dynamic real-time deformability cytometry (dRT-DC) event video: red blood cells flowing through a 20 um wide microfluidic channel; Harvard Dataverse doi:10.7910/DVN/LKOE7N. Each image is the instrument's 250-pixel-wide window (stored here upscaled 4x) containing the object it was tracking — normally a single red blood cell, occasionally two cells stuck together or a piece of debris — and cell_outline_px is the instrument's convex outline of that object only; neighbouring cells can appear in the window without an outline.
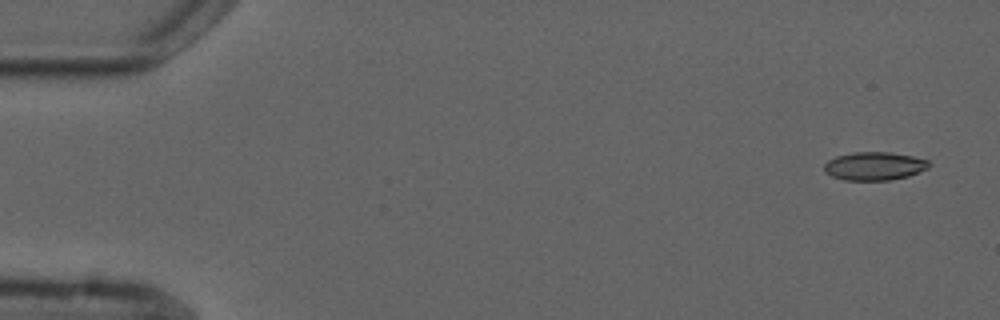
{"species": "common noctule bat (a hibernating species)", "species_latin": "Nyctalus noctula", "temperature_condition": "cold", "stored_images_in_passage": 6, "camera_frame_rate_fps": 3000, "um_per_image_px": 0.085, "animal": {"sex": "male", "forearm_length_mm": 52.5}, "frame": {"image": 1, "passage_image": 1, "time_ms": 0.0, "image_size_px": [1000, 320], "cell_outline_px": [[932, 164], [928, 168], [908, 176], [892, 180], [844, 180], [832, 176], [824, 172], [824, 164], [828, 160], [836, 156], [852, 152], [892, 152], [912, 156], [928, 160]], "centroid_in_image_um": [74.32, 14.11], "position_along_channel_um": 10.7, "area_um2": 17.4}}
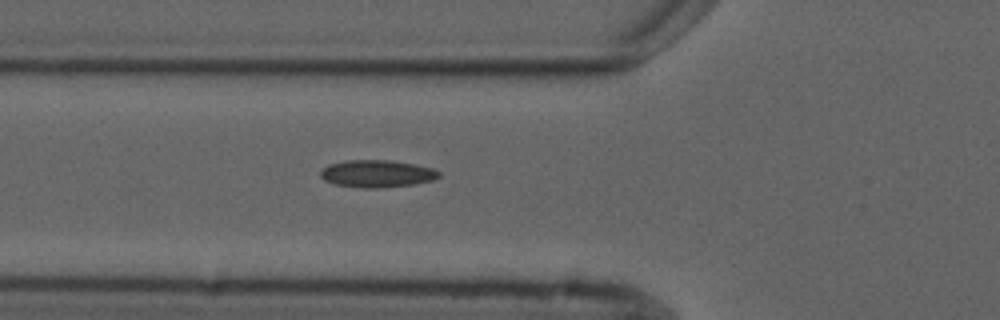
{"frame": {"image": 2, "passage_image": 6, "time_ms": 5.667, "image_size_px": [1000, 320], "cell_outline_px": [[440, 176], [432, 180], [412, 184], [380, 188], [360, 188], [336, 184], [324, 180], [320, 176], [320, 172], [328, 164], [348, 160], [388, 160], [412, 164], [432, 168], [440, 172]], "centroid_in_image_um": [32.01, 14.76], "position_along_channel_um": 93.8, "area_um2": 18.67}}